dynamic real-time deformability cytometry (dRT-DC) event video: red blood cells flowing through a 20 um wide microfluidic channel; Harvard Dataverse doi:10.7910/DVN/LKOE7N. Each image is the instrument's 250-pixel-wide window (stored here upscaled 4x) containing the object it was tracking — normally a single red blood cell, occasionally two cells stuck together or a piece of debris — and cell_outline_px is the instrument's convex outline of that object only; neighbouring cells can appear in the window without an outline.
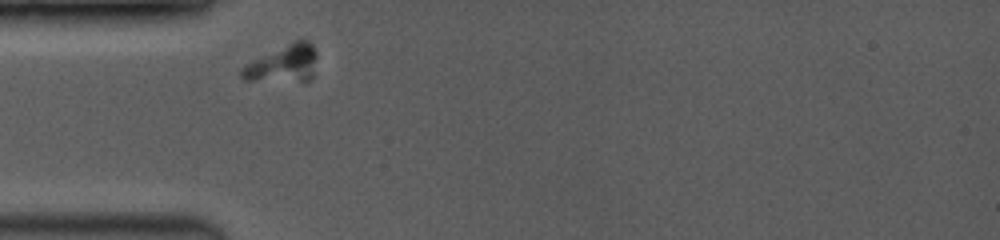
{"species": "common noctule bat (a hibernating species)", "species_latin": "Nyctalus noctula", "temperature_condition": "room temperature", "stored_images_in_passage": 15, "camera_frame_rate_fps": 3500, "um_per_image_px": 0.085, "animal": {"sex": "female", "body_mass_g": 19.0, "forearm_length_mm": 53.3}, "frame": {"image": 1, "passage_image": 1, "time_ms": 0.0, "image_size_px": [1000, 240], "cell_outline_px": [[316, 56], [312, 76], [308, 80], [244, 80], [240, 76], [240, 68], [300, 36], [308, 40], [312, 44], [316, 52]], "centroid_in_image_um": [24.1, 5.36], "position_along_channel_um": 60.9, "area_um2": 16.07}}
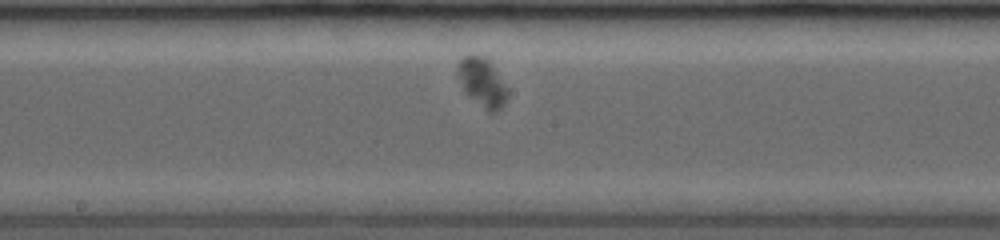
{"frame": {"image": 2, "passage_image": 7, "time_ms": 4.0, "image_size_px": [1000, 240], "cell_outline_px": [[508, 92], [504, 104], [496, 112], [488, 112], [464, 92], [456, 72], [456, 64], [464, 56], [488, 56], [508, 88]], "centroid_in_image_um": [40.99, 6.98], "position_along_channel_um": 207.2, "area_um2": 14.39}}
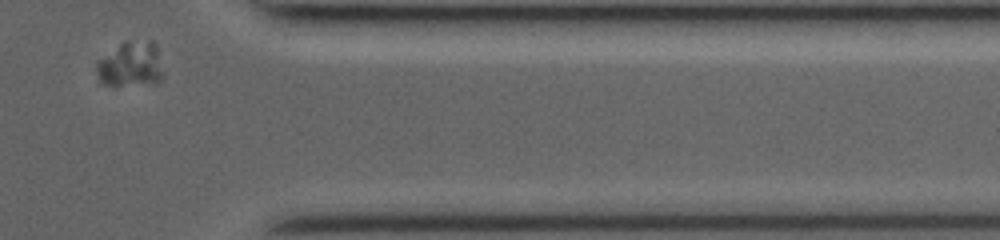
{"frame": {"image": 3, "passage_image": 15, "time_ms": 9.143, "image_size_px": [1000, 240], "cell_outline_px": [[160, 80], [156, 84], [100, 84], [96, 72], [96, 60], [124, 40], [152, 40], [156, 44], [160, 72]], "centroid_in_image_um": [11.04, 5.43], "position_along_channel_um": 400.4, "area_um2": 17.51}}